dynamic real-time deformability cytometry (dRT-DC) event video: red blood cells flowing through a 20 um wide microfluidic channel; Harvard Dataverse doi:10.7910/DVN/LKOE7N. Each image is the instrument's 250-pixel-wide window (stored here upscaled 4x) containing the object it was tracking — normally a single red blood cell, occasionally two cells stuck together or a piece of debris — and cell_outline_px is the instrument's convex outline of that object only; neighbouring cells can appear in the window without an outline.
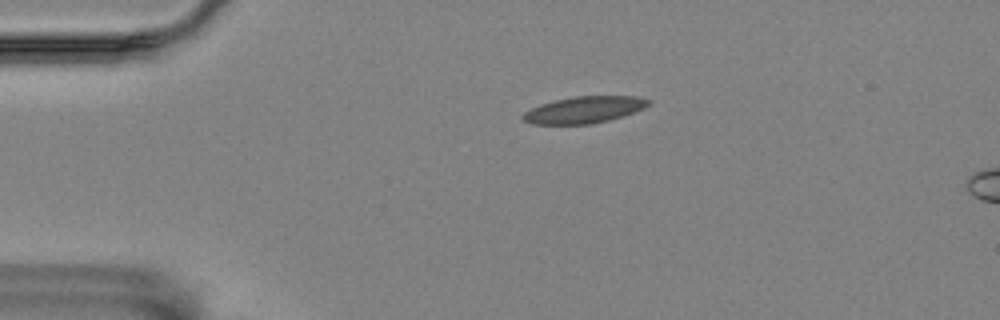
{"species": "Egyptian fruit bat (a non-hibernating species)", "species_latin": "Rousettus aegyptiacus", "temperature_condition": "room temperature", "stored_images_in_passage": 14, "camera_frame_rate_fps": 3000, "um_per_image_px": 0.085, "animal": {"sex": "female"}, "frame": {"image": 1, "passage_image": 1, "time_ms": 0.0, "image_size_px": [1000, 320], "cell_outline_px": [[652, 104], [644, 108], [608, 120], [592, 124], [532, 124], [524, 120], [520, 116], [524, 112], [540, 104], [572, 96], [636, 96], [652, 100]], "centroid_in_image_um": [49.65, 9.32], "position_along_channel_um": 35.3, "area_um2": 19.48}}
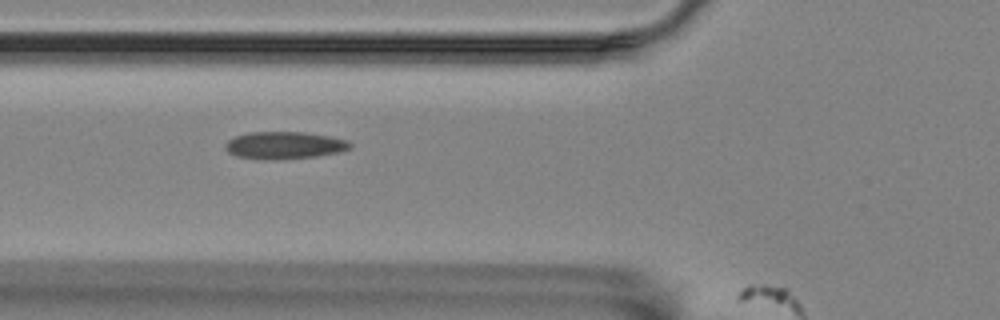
{"frame": {"image": 2, "passage_image": 10, "time_ms": 3.0, "image_size_px": [1000, 320], "cell_outline_px": [[352, 148], [340, 152], [316, 156], [280, 160], [264, 160], [236, 156], [228, 152], [224, 148], [224, 144], [228, 140], [236, 136], [248, 132], [304, 132], [328, 136], [348, 140], [352, 144]], "centroid_in_image_um": [24.16, 12.36], "position_along_channel_um": 101.6, "area_um2": 20.11}}
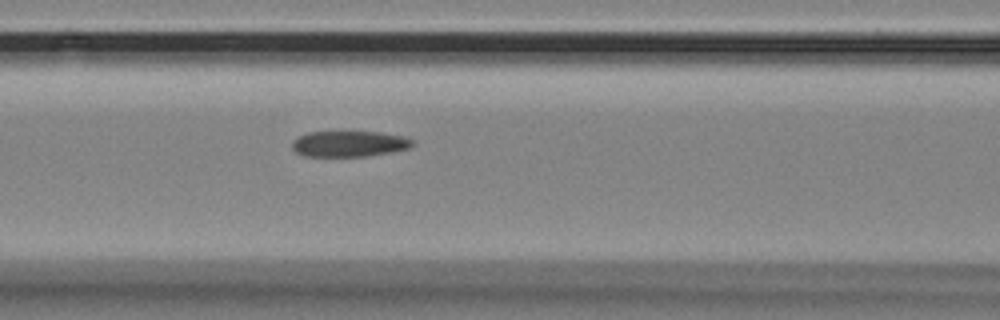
{"frame": {"image": 3, "passage_image": 13, "time_ms": 4.0, "image_size_px": [1000, 320], "cell_outline_px": [[412, 144], [408, 148], [392, 152], [364, 156], [304, 156], [296, 152], [292, 148], [292, 140], [296, 136], [308, 132], [380, 132], [404, 136], [412, 140]], "centroid_in_image_um": [29.63, 12.22], "position_along_channel_um": 137.0, "area_um2": 18.09}}